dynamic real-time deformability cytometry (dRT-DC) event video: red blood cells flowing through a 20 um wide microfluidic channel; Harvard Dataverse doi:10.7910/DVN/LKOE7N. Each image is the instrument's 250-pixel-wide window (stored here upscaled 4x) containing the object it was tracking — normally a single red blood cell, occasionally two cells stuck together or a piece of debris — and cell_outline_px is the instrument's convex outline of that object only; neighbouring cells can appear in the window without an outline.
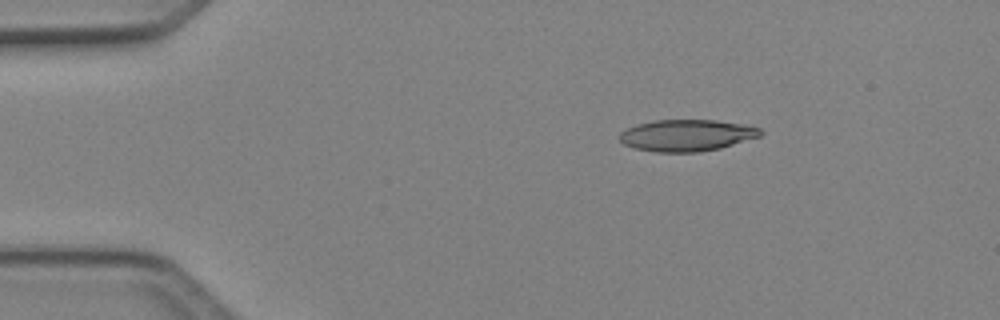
{"species": "Egyptian fruit bat (a non-hibernating species)", "species_latin": "Rousettus aegyptiacus", "temperature_condition": "cold", "stored_images_in_passage": 41, "camera_frame_rate_fps": 3000, "um_per_image_px": 0.085, "animal": {"sex": "female"}, "frame": {"image": 1, "passage_image": 1, "time_ms": 0.0, "image_size_px": [1000, 320], "cell_outline_px": [[764, 132], [760, 136], [720, 148], [700, 152], [656, 152], [636, 148], [624, 144], [620, 140], [620, 132], [636, 124], [652, 120], [716, 120], [744, 124], [760, 128]], "centroid_in_image_um": [58.38, 11.5], "position_along_channel_um": 26.6, "area_um2": 25.95}}
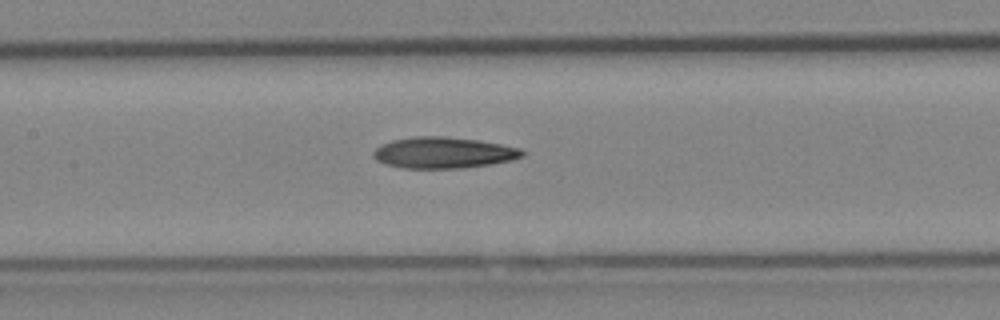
{"frame": {"image": 2, "passage_image": 16, "time_ms": 5.0, "image_size_px": [1000, 320], "cell_outline_px": [[524, 156], [512, 160], [492, 164], [464, 168], [404, 168], [384, 164], [376, 160], [372, 156], [372, 152], [380, 144], [392, 140], [416, 136], [444, 136], [476, 140], [500, 144], [520, 148], [524, 152]], "centroid_in_image_um": [37.66, 12.98], "position_along_channel_um": 169.7, "area_um2": 27.17}}
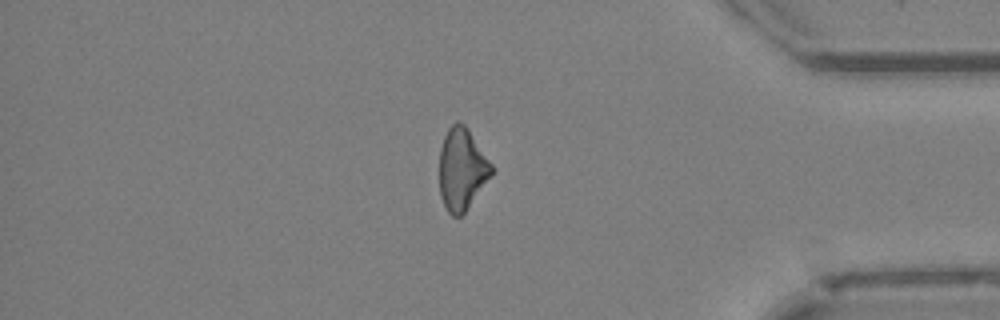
{"frame": {"image": 3, "passage_image": 34, "time_ms": 11.0, "image_size_px": [1000, 320], "cell_outline_px": [[496, 168], [464, 212], [460, 216], [452, 216], [448, 212], [440, 196], [440, 148], [444, 136], [448, 128], [456, 120], [464, 124], [468, 128]], "centroid_in_image_um": [39.27, 14.33], "position_along_channel_um": 395.9, "area_um2": 24.85}}